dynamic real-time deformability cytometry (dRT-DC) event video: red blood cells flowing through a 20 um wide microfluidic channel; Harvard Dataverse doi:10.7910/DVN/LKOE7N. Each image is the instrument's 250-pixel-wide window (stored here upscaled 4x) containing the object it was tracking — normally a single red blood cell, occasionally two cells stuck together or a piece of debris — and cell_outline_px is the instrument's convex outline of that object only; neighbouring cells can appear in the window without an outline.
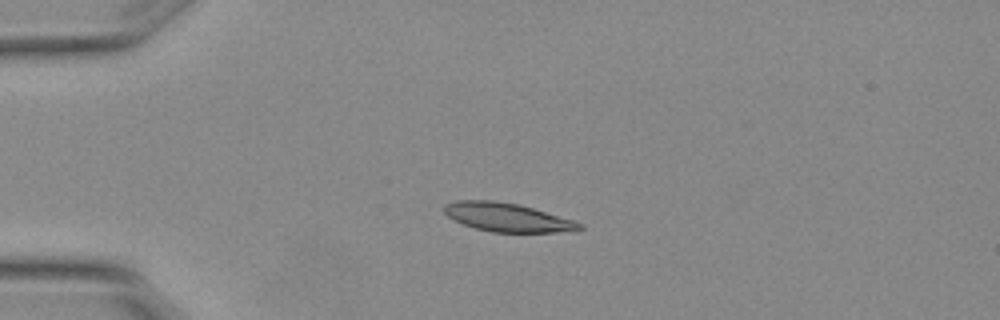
{"species": "Egyptian fruit bat (a non-hibernating species)", "species_latin": "Rousettus aegyptiacus", "temperature_condition": "warm", "stored_images_in_passage": 3, "camera_frame_rate_fps": 3000, "um_per_image_px": 0.085, "animal": {"sex": "female"}, "frame": {"image": 1, "passage_image": 2, "time_ms": 0.333, "image_size_px": [1000, 320], "cell_outline_px": [[584, 228], [556, 232], [492, 232], [476, 228], [464, 224], [448, 216], [444, 212], [444, 204], [456, 200], [492, 200], [520, 204], [572, 220], [584, 224]], "centroid_in_image_um": [43.09, 18.46], "position_along_channel_um": 41.9, "area_um2": 22.31}}